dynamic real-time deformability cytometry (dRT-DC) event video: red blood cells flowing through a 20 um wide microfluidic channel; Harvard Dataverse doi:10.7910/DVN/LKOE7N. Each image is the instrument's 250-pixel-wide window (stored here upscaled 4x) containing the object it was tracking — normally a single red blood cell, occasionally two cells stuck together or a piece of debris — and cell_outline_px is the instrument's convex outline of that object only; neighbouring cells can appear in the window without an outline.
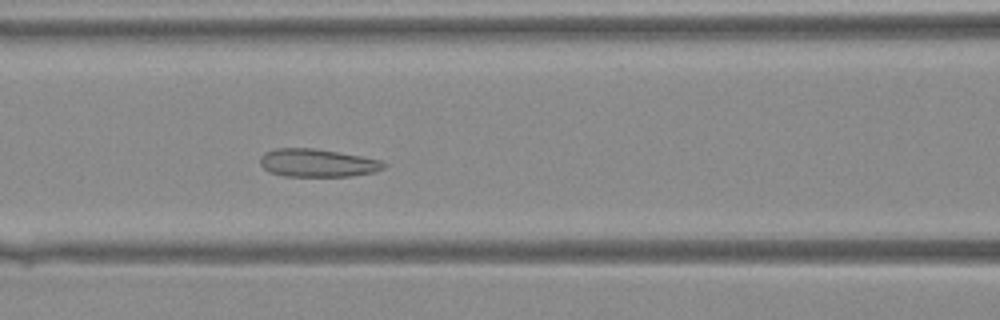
{"species": "Egyptian fruit bat (a non-hibernating species)", "species_latin": "Rousettus aegyptiacus", "temperature_condition": "warm", "stored_images_in_passage": 40, "camera_frame_rate_fps": 3000, "um_per_image_px": 0.085, "animal": {"sex": "female"}, "frame": {"image": 1, "passage_image": 16, "time_ms": 5.0, "image_size_px": [1000, 320], "cell_outline_px": [[388, 164], [384, 168], [372, 172], [352, 176], [284, 176], [268, 172], [260, 164], [260, 156], [264, 152], [276, 148], [316, 148], [360, 156], [380, 160]], "centroid_in_image_um": [26.95, 13.84], "position_along_channel_um": 139.7, "area_um2": 20.23}}
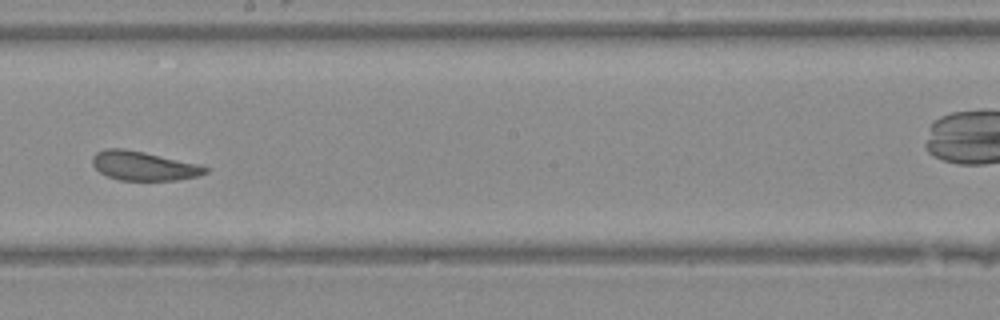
{"frame": {"image": 2, "passage_image": 22, "time_ms": 7.0, "image_size_px": [1000, 320], "cell_outline_px": [[208, 172], [196, 176], [176, 180], [120, 180], [108, 176], [100, 172], [92, 164], [92, 156], [96, 152], [104, 148], [124, 148], [144, 152], [200, 164], [208, 168]], "centroid_in_image_um": [12.19, 14.09], "position_along_channel_um": 236.0, "area_um2": 19.13}}
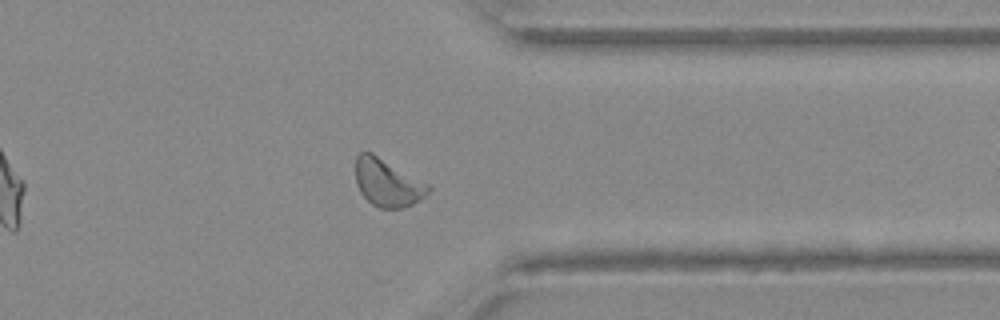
{"frame": {"image": 3, "passage_image": 31, "time_ms": 10.0, "image_size_px": [1000, 320], "cell_outline_px": [[432, 188], [420, 200], [412, 204], [400, 208], [380, 208], [372, 204], [360, 192], [356, 184], [356, 156], [360, 152], [372, 152], [432, 184]], "centroid_in_image_um": [32.97, 15.51], "position_along_channel_um": 378.4, "area_um2": 20.46}}